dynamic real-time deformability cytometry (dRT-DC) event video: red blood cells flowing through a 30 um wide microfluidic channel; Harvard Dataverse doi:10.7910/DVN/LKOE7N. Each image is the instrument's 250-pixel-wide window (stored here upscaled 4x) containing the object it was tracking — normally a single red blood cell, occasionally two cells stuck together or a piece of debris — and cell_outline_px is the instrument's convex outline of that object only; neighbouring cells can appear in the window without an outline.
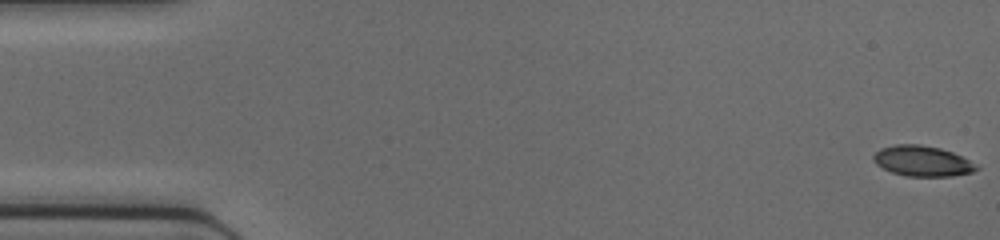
{"species": "common noctule bat (a hibernating species)", "species_latin": "Nyctalus noctula", "temperature_condition": "cold", "stored_images_in_passage": 15, "camera_frame_rate_fps": 3000, "um_per_image_px": 0.085, "animal": {"sex": "female", "body_mass_g": 17.0, "forearm_length_mm": 48.0}, "frame": {"image": 1, "passage_image": 1, "time_ms": 0.0, "image_size_px": [1000, 240], "cell_outline_px": [[980, 168], [972, 172], [952, 176], [904, 176], [892, 172], [876, 164], [872, 160], [872, 156], [880, 148], [896, 144], [920, 144], [940, 148], [952, 152], [976, 164]], "centroid_in_image_um": [78.37, 13.68], "position_along_channel_um": 6.6, "area_um2": 18.26}}
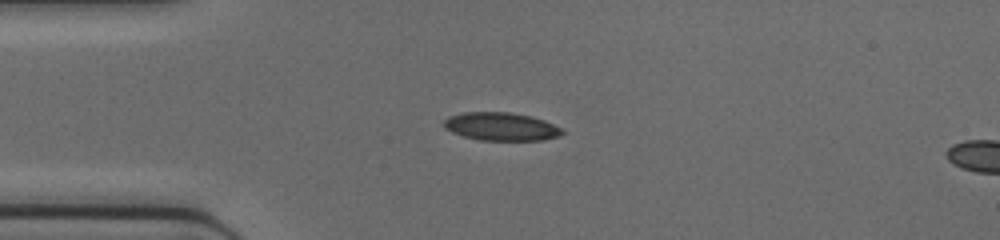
{"frame": {"image": 2, "passage_image": 12, "time_ms": 3.667, "image_size_px": [1000, 240], "cell_outline_px": [[564, 132], [560, 136], [544, 140], [480, 140], [464, 136], [452, 132], [444, 128], [444, 120], [448, 116], [464, 112], [508, 112], [528, 116], [544, 120], [560, 128]], "centroid_in_image_um": [42.57, 10.76], "position_along_channel_um": 42.4, "area_um2": 19.25}}